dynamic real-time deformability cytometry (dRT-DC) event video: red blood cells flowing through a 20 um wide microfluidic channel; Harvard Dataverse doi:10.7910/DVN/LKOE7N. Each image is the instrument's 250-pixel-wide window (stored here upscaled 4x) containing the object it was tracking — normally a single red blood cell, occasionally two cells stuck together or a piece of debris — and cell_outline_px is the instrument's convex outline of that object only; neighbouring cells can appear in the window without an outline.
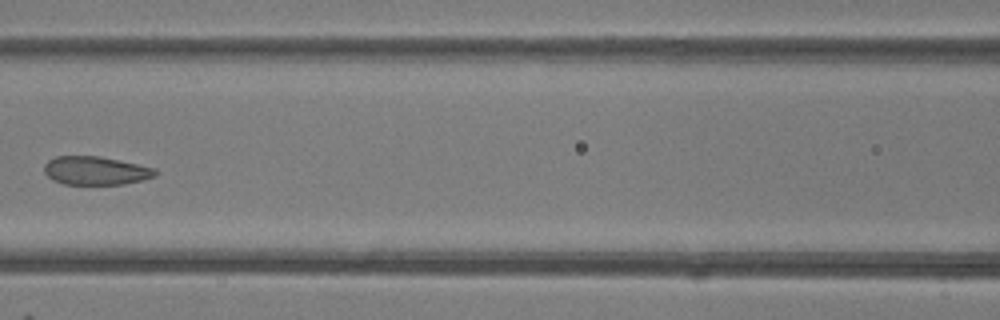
{"species": "common noctule bat (a hibernating species)", "species_latin": "Nyctalus noctula", "temperature_condition": "room temperature", "stored_images_in_passage": 6, "camera_frame_rate_fps": 3000, "um_per_image_px": 0.085, "animal": {"sex": "female"}, "frame": {"image": 1, "passage_image": 5, "time_ms": 4.667, "image_size_px": [1000, 320], "cell_outline_px": [[160, 172], [156, 176], [124, 184], [64, 184], [52, 180], [44, 172], [44, 164], [48, 160], [56, 156], [96, 156], [156, 168]], "centroid_in_image_um": [8.12, 14.51], "position_along_channel_um": 158.5, "area_um2": 18.32}}
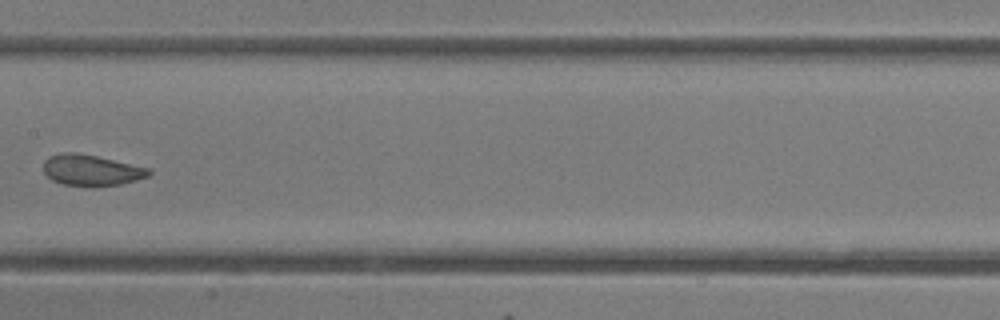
{"frame": {"image": 2, "passage_image": 6, "time_ms": 5.667, "image_size_px": [1000, 320], "cell_outline_px": [[152, 172], [148, 176], [136, 180], [120, 184], [92, 188], [64, 184], [52, 180], [44, 172], [44, 160], [48, 156], [60, 152], [76, 152], [96, 156], [148, 168]], "centroid_in_image_um": [7.72, 14.48], "position_along_channel_um": 199.7, "area_um2": 19.19}}